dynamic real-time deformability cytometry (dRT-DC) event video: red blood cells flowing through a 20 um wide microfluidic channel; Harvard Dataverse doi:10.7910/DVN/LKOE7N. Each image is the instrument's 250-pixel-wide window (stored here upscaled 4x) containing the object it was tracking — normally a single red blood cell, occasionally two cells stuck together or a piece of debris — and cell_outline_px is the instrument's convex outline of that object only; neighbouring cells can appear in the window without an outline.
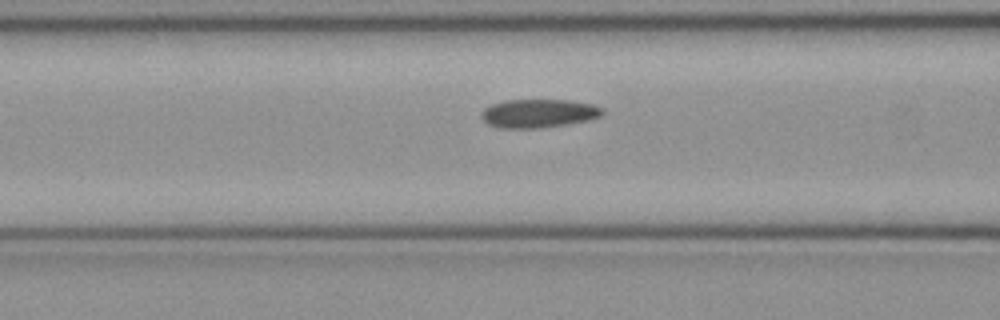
{"species": "common noctule bat (a hibernating species)", "species_latin": "Nyctalus noctula", "temperature_condition": "cold", "stored_images_in_passage": 49, "camera_frame_rate_fps": 3000, "um_per_image_px": 0.085, "animal": {"sex": "female", "body_mass_g": 21.9}, "frame": {"image": 1, "passage_image": 18, "time_ms": 5.667, "image_size_px": [1000, 320], "cell_outline_px": [[604, 116], [588, 120], [568, 124], [540, 128], [500, 128], [488, 124], [480, 116], [480, 112], [484, 108], [492, 104], [504, 100], [568, 100], [592, 104], [604, 108]], "centroid_in_image_um": [45.79, 9.64], "position_along_channel_um": 120.8, "area_um2": 20.35}}
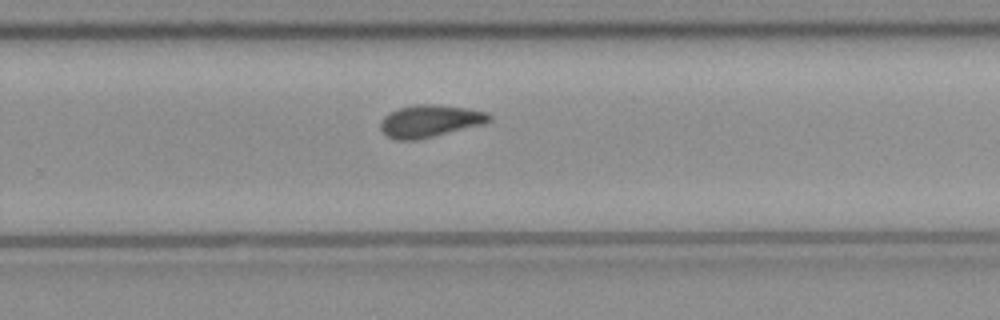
{"frame": {"image": 2, "passage_image": 31, "time_ms": 10.0, "image_size_px": [1000, 320], "cell_outline_px": [[492, 120], [484, 124], [416, 140], [396, 140], [388, 136], [380, 128], [380, 120], [388, 112], [400, 108], [416, 104], [440, 104], [468, 108], [488, 112], [492, 116]], "centroid_in_image_um": [36.56, 10.27], "position_along_channel_um": 293.2, "area_um2": 20.58}}
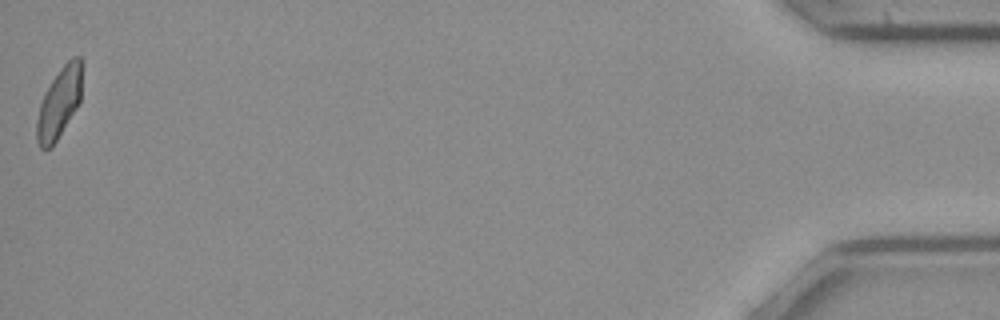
{"frame": {"image": 3, "passage_image": 49, "time_ms": 16.0, "image_size_px": [1000, 320], "cell_outline_px": [[84, 64], [80, 100], [76, 108], [52, 148], [40, 148], [36, 140], [36, 120], [40, 104], [44, 92], [60, 68], [72, 56], [80, 56]], "centroid_in_image_um": [5.05, 8.69], "position_along_channel_um": 430.2, "area_um2": 18.9}, "authors_computed_cell_mechanics": {"area_um2": 20.1144, "velocity_mm_per_s": 3.9841, "shape_relaxation_time_tau1_ms": 9.6453, "shape_relaxation_time_tau2_ms": 2.7225, "deformation_change_tau1": 0.1511, "deformation_change_tau2": 0.0742}}